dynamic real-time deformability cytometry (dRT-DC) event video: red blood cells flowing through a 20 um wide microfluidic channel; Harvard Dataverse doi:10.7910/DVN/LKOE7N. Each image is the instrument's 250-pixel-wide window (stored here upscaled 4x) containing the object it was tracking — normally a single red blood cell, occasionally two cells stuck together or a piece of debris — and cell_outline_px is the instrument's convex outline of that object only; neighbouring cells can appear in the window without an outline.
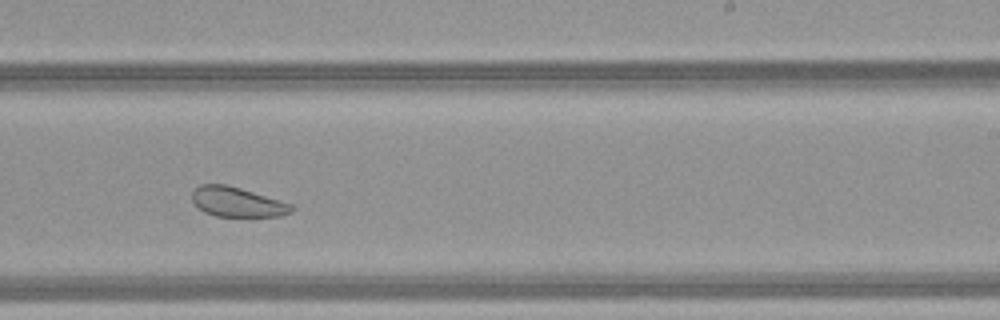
{"species": "common noctule bat (a hibernating species)", "species_latin": "Nyctalus noctula", "temperature_condition": "warm", "stored_images_in_passage": 43, "camera_frame_rate_fps": 3000, "um_per_image_px": 0.085, "animal": {"sex": "female", "body_mass_g": 21.9}, "frame": {"image": 1, "passage_image": 25, "time_ms": 8.0, "image_size_px": [1000, 320], "cell_outline_px": [[296, 208], [292, 212], [280, 216], [216, 216], [204, 212], [192, 200], [192, 192], [200, 184], [228, 184], [280, 200], [292, 204]], "centroid_in_image_um": [20.19, 17.16], "position_along_channel_um": 268.8, "area_um2": 17.22}, "authors_computed_cell_mechanics": {"area_um2": 24.1026, "velocity_mm_per_s": 4.1469, "shape_relaxation_time_tau1_ms": null, "shape_relaxation_time_tau2_ms": 2.1531, "deformation_change_tau1": null, "deformation_change_tau2": 0.0673}}